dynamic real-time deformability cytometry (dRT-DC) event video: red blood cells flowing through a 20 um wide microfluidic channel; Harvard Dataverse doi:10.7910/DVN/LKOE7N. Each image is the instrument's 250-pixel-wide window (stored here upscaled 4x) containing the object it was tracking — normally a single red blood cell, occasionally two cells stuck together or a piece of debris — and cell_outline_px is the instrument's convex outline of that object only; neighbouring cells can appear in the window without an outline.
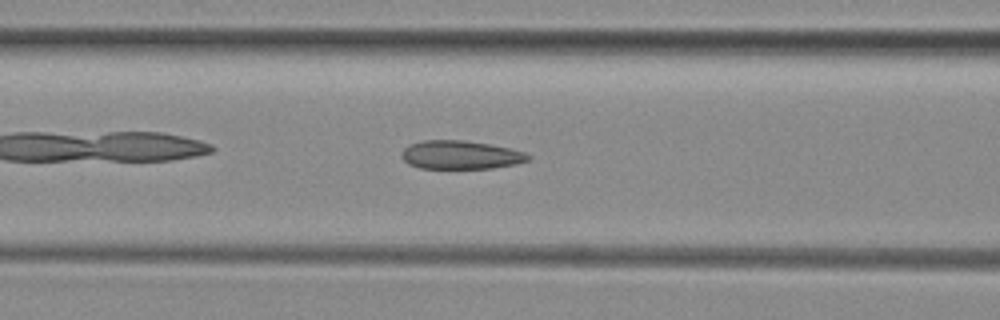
{"species": "common noctule bat (a hibernating species)", "species_latin": "Nyctalus noctula", "temperature_condition": "room temperature", "stored_images_in_passage": 33, "camera_frame_rate_fps": 3000, "um_per_image_px": 0.085, "animal": {"sex": "female", "body_mass_g": 29.2, "forearm_length_mm": 56.3}, "frame": {"image": 1, "passage_image": 7, "time_ms": 2.0, "image_size_px": [1000, 320], "cell_outline_px": [[532, 160], [516, 164], [492, 168], [420, 168], [408, 164], [400, 156], [400, 152], [408, 144], [424, 140], [464, 140], [488, 144], [508, 148], [524, 152], [532, 156]], "centroid_in_image_um": [39.13, 13.16], "position_along_channel_um": 127.5, "area_um2": 21.15}}
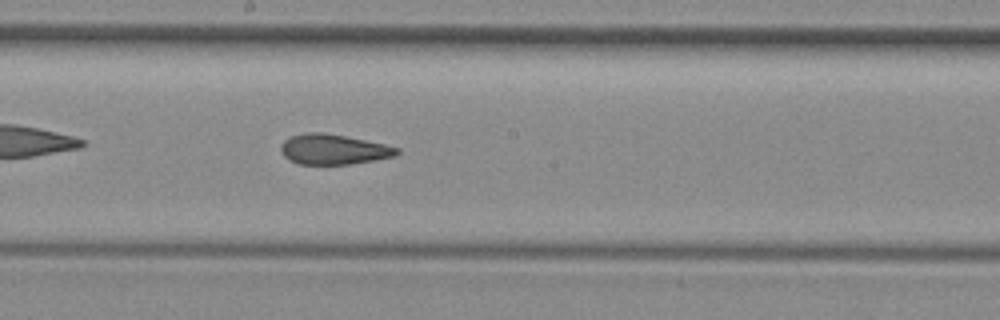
{"frame": {"image": 2, "passage_image": 14, "time_ms": 4.333, "image_size_px": [1000, 320], "cell_outline_px": [[400, 152], [396, 156], [352, 164], [296, 164], [288, 160], [284, 156], [280, 148], [280, 144], [288, 136], [308, 132], [324, 132], [384, 144], [400, 148]], "centroid_in_image_um": [28.31, 12.7], "position_along_channel_um": 219.9, "area_um2": 20.58}}
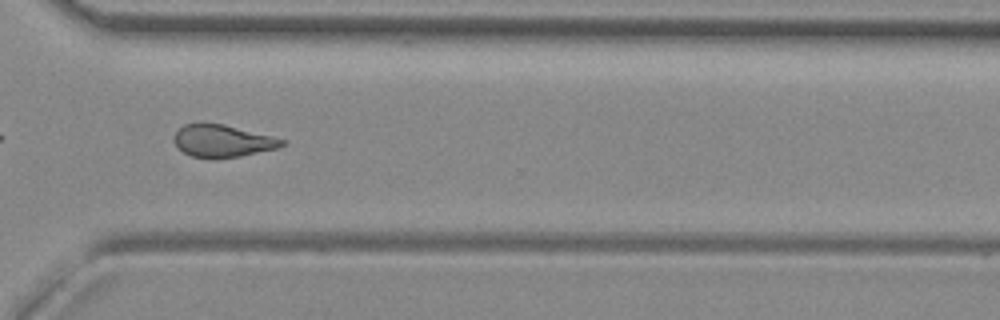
{"frame": {"image": 3, "passage_image": 24, "time_ms": 7.667, "image_size_px": [1000, 320], "cell_outline_px": [[284, 144], [280, 148], [240, 156], [212, 160], [192, 156], [176, 148], [176, 132], [184, 124], [204, 120], [224, 124], [272, 136], [284, 140]], "centroid_in_image_um": [18.89, 11.97], "position_along_channel_um": 351.7, "area_um2": 20.81}, "authors_computed_cell_mechanics": {"area_um2": 20.9236, "velocity_mm_per_s": 3.9699, "shape_relaxation_time_tau1_ms": null, "shape_relaxation_time_tau2_ms": 2.5672, "deformation_change_tau1": null, "deformation_change_tau2": 0.0881}}